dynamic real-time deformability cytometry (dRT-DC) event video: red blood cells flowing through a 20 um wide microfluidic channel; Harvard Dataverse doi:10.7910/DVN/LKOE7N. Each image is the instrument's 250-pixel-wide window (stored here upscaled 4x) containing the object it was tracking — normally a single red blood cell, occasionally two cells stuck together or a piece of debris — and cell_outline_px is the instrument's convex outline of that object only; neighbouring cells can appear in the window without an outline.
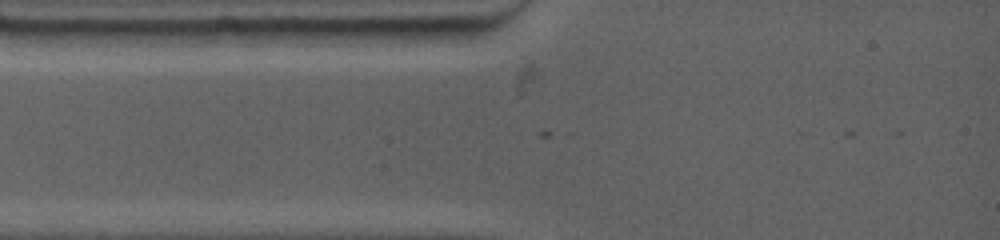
{"species": "common noctule bat (a hibernating species)", "species_latin": "Nyctalus noctula", "temperature_condition": "warm", "stored_images_in_passage": 7, "camera_frame_rate_fps": 4500, "um_per_image_px": 0.085, "animal": {"sex": "female", "body_mass_g": 19.0, "forearm_length_mm": 53.3}, "frame": {"image": 1, "passage_image": 6, "time_ms": 1.333, "image_size_px": [1000, 240], "cell_outline_px": [[504, 20], [468, 44], [368, 44], [364, 28], [500, 20]], "centroid_in_image_um": [36.55, 2.83], "position_along_channel_um": 48.5, "area_um2": 16.99}}